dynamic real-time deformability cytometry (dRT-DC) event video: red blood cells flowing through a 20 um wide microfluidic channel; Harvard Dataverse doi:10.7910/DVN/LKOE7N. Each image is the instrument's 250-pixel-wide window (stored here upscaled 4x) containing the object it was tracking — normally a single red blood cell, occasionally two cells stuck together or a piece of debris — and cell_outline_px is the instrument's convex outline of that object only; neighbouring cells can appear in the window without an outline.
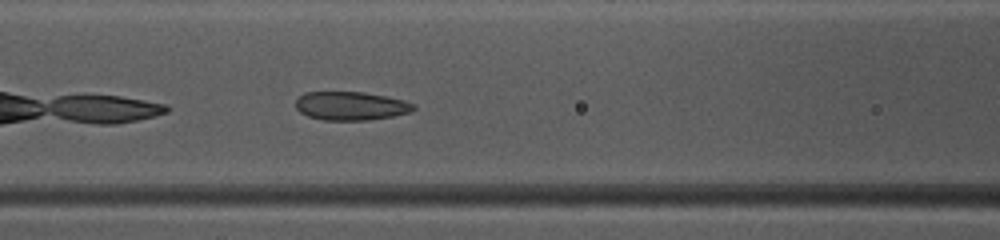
{"species": "common noctule bat (a hibernating species)", "species_latin": "Nyctalus noctula", "temperature_condition": "warm", "stored_images_in_passage": 34, "camera_frame_rate_fps": 3000, "um_per_image_px": 0.085, "animal": {"sex": "female", "body_mass_g": 10.0, "forearm_length_mm": 53.1}, "frame": {"image": 1, "passage_image": 6, "time_ms": 1.667, "image_size_px": [1000, 240], "cell_outline_px": [[416, 108], [412, 112], [392, 116], [368, 120], [324, 120], [308, 116], [300, 112], [296, 108], [296, 100], [304, 92], [364, 92], [404, 100], [416, 104]], "centroid_in_image_um": [29.84, 9.0], "position_along_channel_um": 136.8, "area_um2": 19.65}}
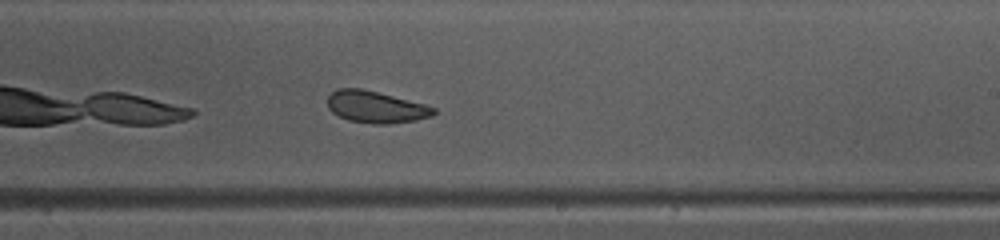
{"frame": {"image": 2, "passage_image": 15, "time_ms": 4.667, "image_size_px": [1000, 240], "cell_outline_px": [[436, 112], [432, 116], [416, 120], [388, 124], [372, 124], [348, 120], [332, 112], [328, 108], [328, 96], [336, 88], [360, 88], [424, 104], [436, 108]], "centroid_in_image_um": [31.93, 9.1], "position_along_channel_um": 257.1, "area_um2": 19.54}}
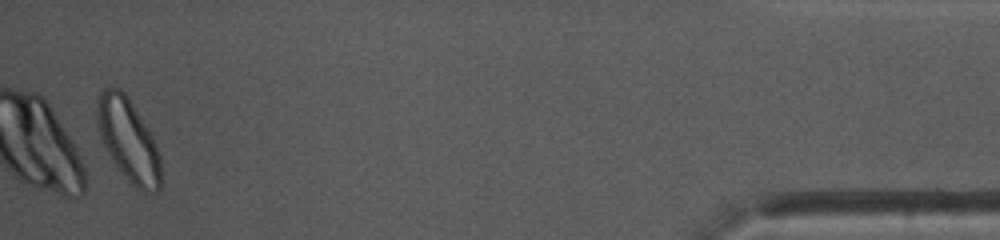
{"frame": {"image": 3, "passage_image": 33, "time_ms": 10.667, "image_size_px": [1000, 240], "cell_outline_px": [[160, 192], [140, 192], [124, 176], [112, 160], [96, 128], [96, 100], [100, 92], [104, 88], [120, 88], [128, 96], [148, 128], [156, 144], [160, 156]], "centroid_in_image_um": [10.89, 11.89], "position_along_channel_um": 424.3, "area_um2": 30.98}, "authors_computed_cell_mechanics": {"area_um2": 20.4034, "velocity_mm_per_s": 4.0104, "shape_relaxation_time_tau1_ms": 3.8884, "shape_relaxation_time_tau2_ms": 1.3144, "deformation_change_tau1": 0.0991, "deformation_change_tau2": 0.063}}